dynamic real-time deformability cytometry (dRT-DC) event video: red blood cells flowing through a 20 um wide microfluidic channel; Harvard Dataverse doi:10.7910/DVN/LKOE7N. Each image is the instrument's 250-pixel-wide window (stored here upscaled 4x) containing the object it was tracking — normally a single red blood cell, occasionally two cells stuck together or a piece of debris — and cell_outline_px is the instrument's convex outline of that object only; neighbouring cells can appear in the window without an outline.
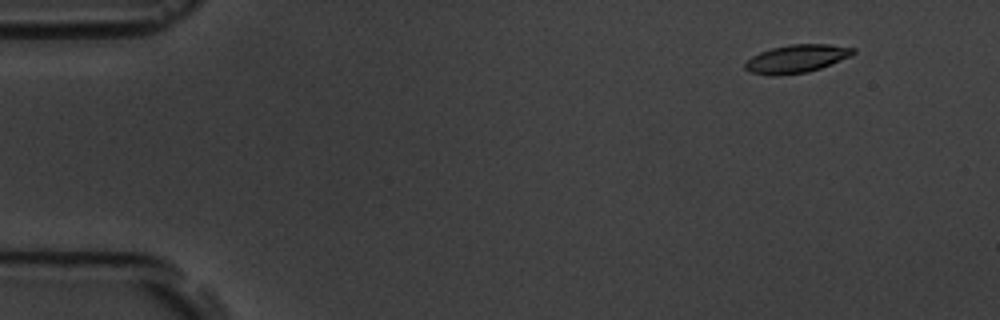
{"species": "common noctule bat (a hibernating species)", "species_latin": "Nyctalus noctula", "temperature_condition": "room temperature", "stored_images_in_passage": 4, "camera_frame_rate_fps": 3000, "um_per_image_px": 0.085, "animal": {"sex": "male", "body_mass_g": 19.5, "forearm_length_mm": 54.6}, "frame": {"image": 1, "passage_image": 1, "time_ms": 0.0, "image_size_px": [1000, 320], "cell_outline_px": [[856, 52], [852, 56], [820, 68], [808, 72], [780, 76], [772, 76], [748, 72], [744, 68], [744, 64], [752, 56], [760, 52], [772, 48], [788, 44], [828, 44], [856, 48]], "centroid_in_image_um": [67.7, 5.0], "position_along_channel_um": 17.3, "area_um2": 17.92}}
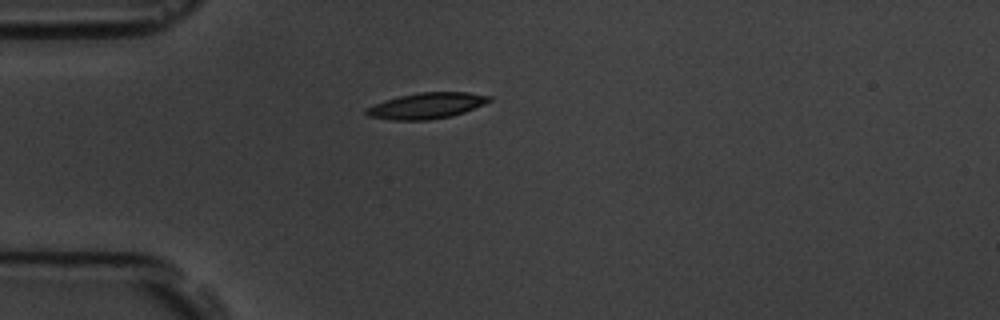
{"frame": {"image": 2, "passage_image": 4, "time_ms": 3.333, "image_size_px": [1000, 320], "cell_outline_px": [[492, 100], [484, 104], [464, 112], [452, 116], [428, 120], [392, 120], [368, 116], [364, 112], [364, 108], [384, 100], [416, 92], [468, 92], [492, 96]], "centroid_in_image_um": [36.24, 8.98], "position_along_channel_um": 48.8, "area_um2": 18.73}}